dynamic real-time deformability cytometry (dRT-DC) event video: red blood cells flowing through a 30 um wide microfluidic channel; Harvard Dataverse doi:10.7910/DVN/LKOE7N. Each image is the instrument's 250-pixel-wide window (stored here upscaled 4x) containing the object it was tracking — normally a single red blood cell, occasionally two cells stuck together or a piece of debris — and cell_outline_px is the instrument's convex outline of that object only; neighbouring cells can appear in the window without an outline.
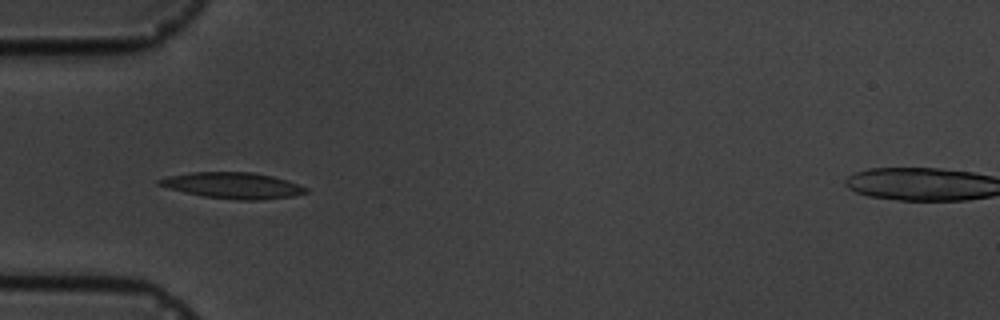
{"species": "common noctule bat (a hibernating species)", "species_latin": "Nyctalus noctula", "temperature_condition": "cold", "stored_images_in_passage": 5, "camera_frame_rate_fps": 3000, "um_per_image_px": 0.085, "animal": {"sex": "male", "body_mass_g": 19.5, "forearm_length_mm": 54.6}, "frame": {"image": 1, "passage_image": 4, "time_ms": 3.333, "image_size_px": [1000, 320], "cell_outline_px": [[308, 192], [292, 196], [260, 200], [236, 200], [204, 196], [184, 192], [168, 188], [156, 184], [156, 180], [168, 176], [192, 172], [252, 172], [272, 176], [308, 188]], "centroid_in_image_um": [19.75, 15.76], "position_along_channel_um": 65.2, "area_um2": 22.14}}
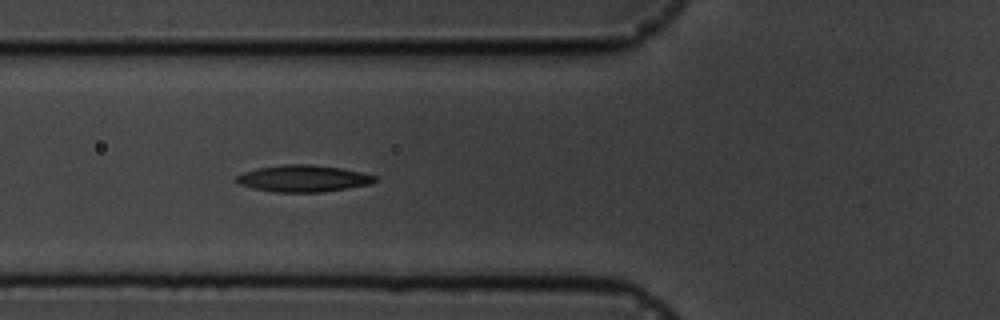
{"frame": {"image": 2, "passage_image": 5, "time_ms": 4.333, "image_size_px": [1000, 320], "cell_outline_px": [[376, 180], [372, 184], [324, 192], [272, 192], [252, 188], [240, 184], [236, 180], [236, 176], [244, 172], [256, 168], [284, 164], [312, 164], [340, 168], [364, 172], [376, 176]], "centroid_in_image_um": [25.8, 15.17], "position_along_channel_um": 100.0, "area_um2": 21.73}}